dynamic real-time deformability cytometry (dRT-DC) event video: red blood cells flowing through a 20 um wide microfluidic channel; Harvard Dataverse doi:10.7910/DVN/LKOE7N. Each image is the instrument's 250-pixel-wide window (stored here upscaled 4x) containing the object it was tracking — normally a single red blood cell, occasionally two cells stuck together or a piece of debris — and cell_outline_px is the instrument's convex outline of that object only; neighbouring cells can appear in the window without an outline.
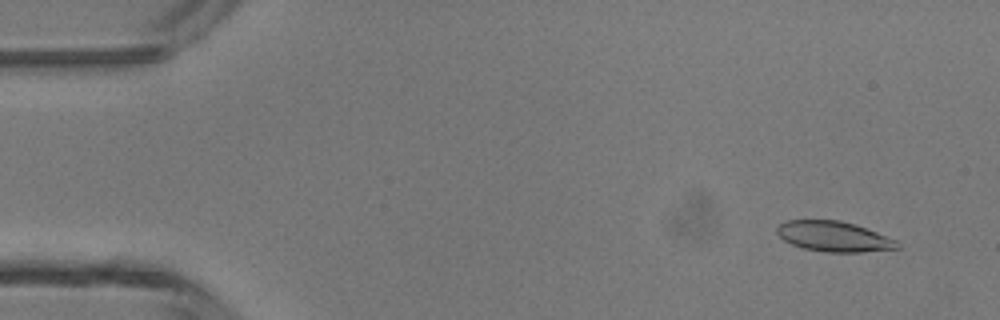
{"species": "common noctule bat (a hibernating species)", "species_latin": "Nyctalus noctula", "temperature_condition": "room temperature", "stored_images_in_passage": 48, "camera_frame_rate_fps": 3000, "um_per_image_px": 0.085, "animal": {"sex": "male", "body_mass_g": 13.3}, "frame": {"image": 1, "passage_image": 4, "time_ms": 1.0, "image_size_px": [1000, 320], "cell_outline_px": [[900, 248], [860, 252], [828, 252], [804, 248], [792, 244], [784, 240], [776, 232], [776, 228], [780, 224], [788, 220], [840, 220], [856, 224], [896, 240], [900, 244]], "centroid_in_image_um": [70.88, 20.09], "position_along_channel_um": 14.1, "area_um2": 21.1}}
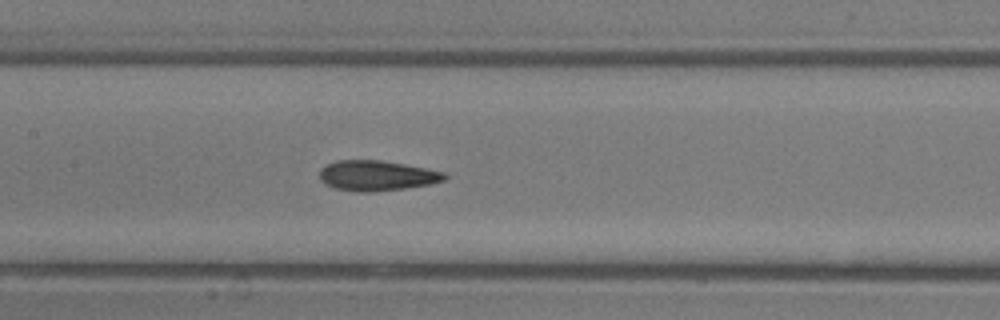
{"frame": {"image": 2, "passage_image": 23, "time_ms": 7.333, "image_size_px": [1000, 320], "cell_outline_px": [[448, 176], [444, 180], [428, 184], [404, 188], [368, 192], [356, 192], [336, 188], [324, 184], [320, 180], [320, 168], [336, 160], [380, 160], [404, 164], [444, 172]], "centroid_in_image_um": [31.98, 14.92], "position_along_channel_um": 175.4, "area_um2": 21.85}}
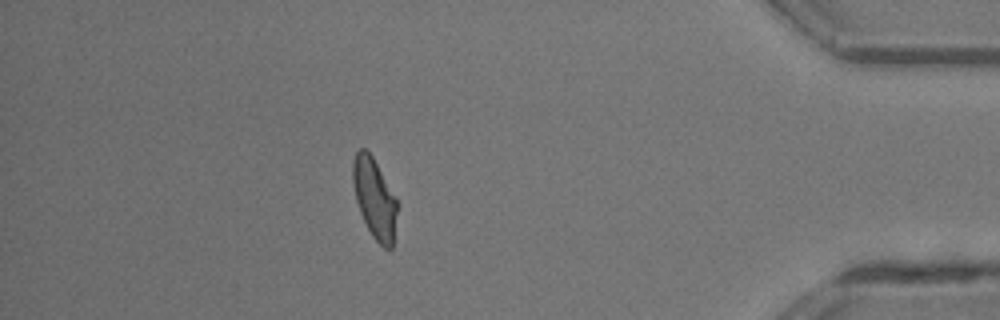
{"frame": {"image": 3, "passage_image": 42, "time_ms": 13.667, "image_size_px": [1000, 320], "cell_outline_px": [[396, 212], [392, 248], [384, 248], [372, 236], [360, 212], [356, 200], [352, 180], [352, 164], [356, 152], [360, 148], [364, 148], [372, 156], [396, 196]], "centroid_in_image_um": [31.81, 16.83], "position_along_channel_um": 403.4, "area_um2": 20.35}, "authors_computed_cell_mechanics": {"area_um2": 21.8195, "velocity_mm_per_s": 4.3491, "shape_relaxation_time_tau1_ms": 6.532, "shape_relaxation_time_tau2_ms": 2.1555, "deformation_change_tau1": 0.1928, "deformation_change_tau2": 0.0984}}